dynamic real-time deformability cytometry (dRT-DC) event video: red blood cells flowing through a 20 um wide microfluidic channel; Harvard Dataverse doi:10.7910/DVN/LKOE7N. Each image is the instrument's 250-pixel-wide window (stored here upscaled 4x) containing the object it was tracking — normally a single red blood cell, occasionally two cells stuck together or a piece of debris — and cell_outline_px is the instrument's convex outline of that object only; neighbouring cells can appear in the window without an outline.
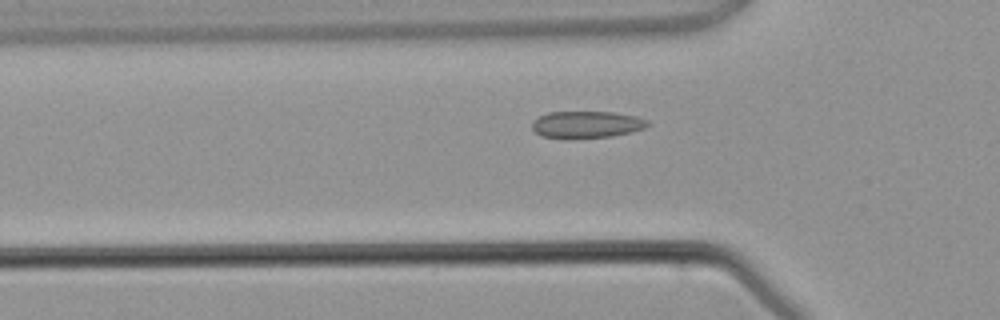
{"species": "common noctule bat (a hibernating species)", "species_latin": "Nyctalus noctula", "temperature_condition": "warm", "stored_images_in_passage": 3, "segment_of_instrument_passage": [2, 2], "camera_frame_rate_fps": 3000, "um_per_image_px": 0.085, "animal": {"sex": "male", "body_mass_g": 21.5, "forearm_length_mm": 52.0}, "frame": {"image": 1, "passage_image": 3, "time_ms": 2.667, "image_size_px": [1000, 320], "cell_outline_px": [[652, 124], [644, 128], [632, 132], [612, 136], [568, 140], [564, 140], [540, 136], [532, 128], [532, 120], [548, 112], [612, 112], [636, 116], [648, 120]], "centroid_in_image_um": [49.84, 10.61], "position_along_channel_um": 76.0, "area_um2": 18.67}}